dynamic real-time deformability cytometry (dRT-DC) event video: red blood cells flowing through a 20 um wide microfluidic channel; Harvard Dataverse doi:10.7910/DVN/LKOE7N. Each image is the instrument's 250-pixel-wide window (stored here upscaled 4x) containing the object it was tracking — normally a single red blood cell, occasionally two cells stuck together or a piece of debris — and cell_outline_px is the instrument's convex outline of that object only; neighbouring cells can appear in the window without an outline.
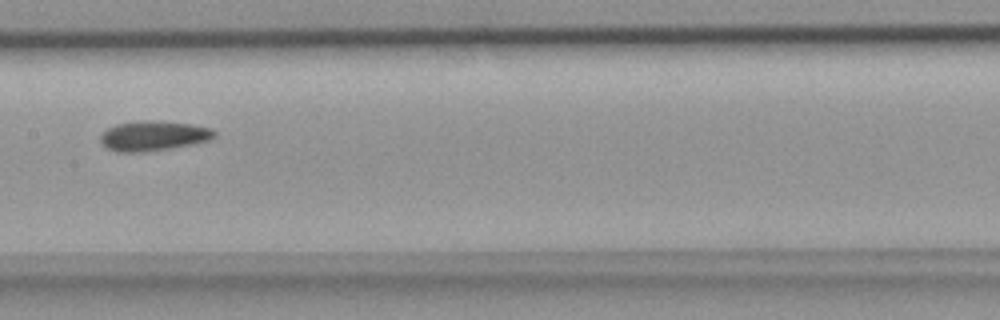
{"species": "common noctule bat (a hibernating species)", "species_latin": "Nyctalus noctula", "temperature_condition": "room temperature", "stored_images_in_passage": 4, "camera_frame_rate_fps": 3000, "um_per_image_px": 0.085, "animal": {"sex": "female", "body_mass_g": 18.4}, "frame": {"image": 1, "passage_image": 4, "time_ms": 1.0, "image_size_px": [1000, 320], "cell_outline_px": [[216, 136], [212, 140], [192, 144], [144, 152], [116, 152], [104, 148], [100, 144], [100, 136], [108, 128], [116, 124], [144, 120], [152, 120], [192, 124], [212, 128], [216, 132]], "centroid_in_image_um": [13.03, 11.55], "position_along_channel_um": 194.4, "area_um2": 20.06}}